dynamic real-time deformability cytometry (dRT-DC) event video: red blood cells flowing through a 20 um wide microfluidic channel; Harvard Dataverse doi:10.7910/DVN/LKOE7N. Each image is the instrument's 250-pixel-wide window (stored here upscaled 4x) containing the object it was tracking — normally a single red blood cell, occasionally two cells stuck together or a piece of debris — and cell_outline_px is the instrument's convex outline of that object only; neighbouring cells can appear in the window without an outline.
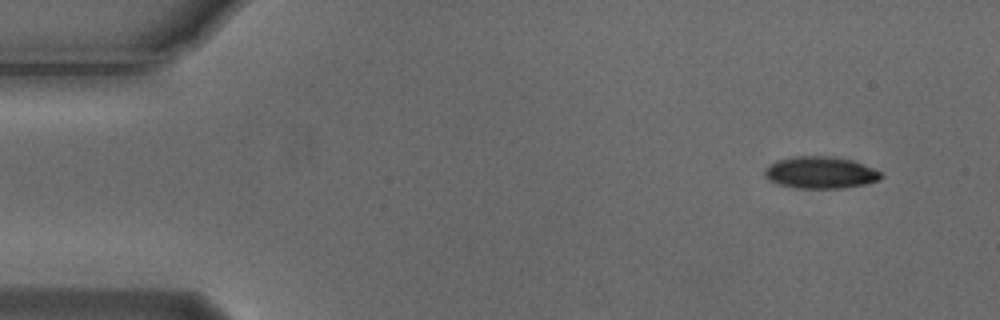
{"species": "Egyptian fruit bat (a non-hibernating species)", "species_latin": "Rousettus aegyptiacus", "temperature_condition": "cold", "stored_images_in_passage": 3, "camera_frame_rate_fps": 3000, "um_per_image_px": 0.085, "animal": {"sex": "male"}, "frame": {"image": 1, "passage_image": 3, "time_ms": 0.667, "image_size_px": [1000, 320], "cell_outline_px": [[884, 176], [880, 180], [868, 184], [844, 188], [796, 188], [776, 184], [768, 180], [764, 176], [764, 172], [776, 160], [796, 156], [832, 156], [852, 160], [872, 168], [880, 172]], "centroid_in_image_um": [69.75, 14.68], "position_along_channel_um": 15.2, "area_um2": 21.73}}